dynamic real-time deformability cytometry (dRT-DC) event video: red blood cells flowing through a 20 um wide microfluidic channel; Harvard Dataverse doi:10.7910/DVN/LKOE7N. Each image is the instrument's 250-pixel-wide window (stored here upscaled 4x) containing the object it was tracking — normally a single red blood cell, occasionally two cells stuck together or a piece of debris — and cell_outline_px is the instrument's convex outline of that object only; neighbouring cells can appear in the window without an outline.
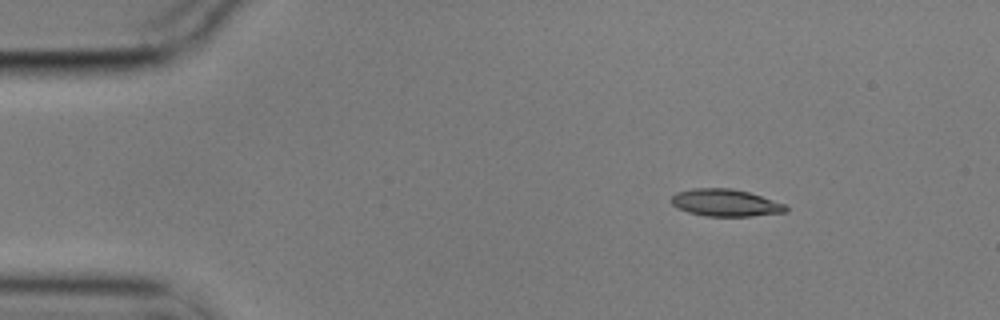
{"species": "common noctule bat (a hibernating species)", "species_latin": "Nyctalus noctula", "temperature_condition": "cold", "stored_images_in_passage": 11, "camera_frame_rate_fps": 3000, "um_per_image_px": 0.085, "animal": {"sex": "male", "body_mass_g": 17.9}, "frame": {"image": 1, "passage_image": 11, "time_ms": 3.333, "image_size_px": [1000, 320], "cell_outline_px": [[788, 212], [752, 216], [704, 216], [688, 212], [676, 208], [672, 204], [672, 196], [676, 192], [692, 188], [732, 188], [748, 192], [784, 204], [788, 208]], "centroid_in_image_um": [61.64, 17.24], "position_along_channel_um": 23.4, "area_um2": 18.15}}